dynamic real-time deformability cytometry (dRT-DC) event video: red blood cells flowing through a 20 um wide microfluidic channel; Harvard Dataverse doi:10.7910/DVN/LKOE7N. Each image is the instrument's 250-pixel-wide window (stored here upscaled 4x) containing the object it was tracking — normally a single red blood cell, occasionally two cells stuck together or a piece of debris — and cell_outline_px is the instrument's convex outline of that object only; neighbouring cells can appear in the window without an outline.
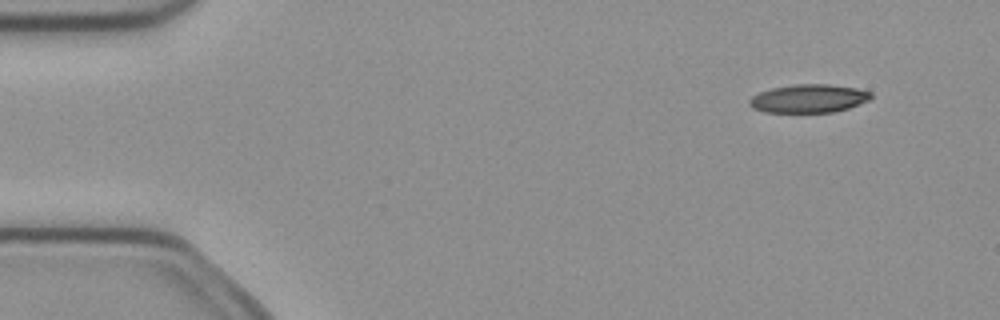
{"species": "common noctule bat (a hibernating species)", "species_latin": "Nyctalus noctula", "temperature_condition": "cold", "stored_images_in_passage": 5, "camera_frame_rate_fps": 3000, "um_per_image_px": 0.085, "animal": {"sex": "female", "body_mass_g": 21.9}, "frame": {"image": 1, "passage_image": 2, "time_ms": 0.333, "image_size_px": [1000, 320], "cell_outline_px": [[872, 100], [848, 108], [832, 112], [764, 112], [752, 108], [748, 104], [748, 100], [752, 96], [760, 92], [772, 88], [796, 84], [828, 84], [856, 88], [872, 92]], "centroid_in_image_um": [68.75, 8.37], "position_along_channel_um": 16.2, "area_um2": 20.17}}